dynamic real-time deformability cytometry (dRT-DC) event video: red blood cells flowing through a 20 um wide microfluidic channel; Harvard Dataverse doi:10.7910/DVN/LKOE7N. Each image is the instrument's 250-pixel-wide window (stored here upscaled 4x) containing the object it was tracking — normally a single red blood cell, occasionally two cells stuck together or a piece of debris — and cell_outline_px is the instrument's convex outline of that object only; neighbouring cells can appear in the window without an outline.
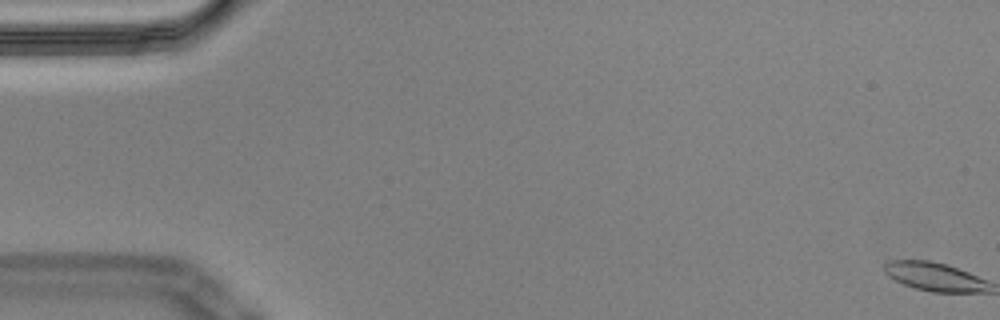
{"species": "Egyptian fruit bat (a non-hibernating species)", "species_latin": "Rousettus aegyptiacus", "temperature_condition": "cold", "stored_images_in_passage": 1, "camera_frame_rate_fps": 3000, "um_per_image_px": 0.085, "animal": {"sex": "male"}, "frame": {"image": 1, "passage_image": 1, "time_ms": 0.0, "image_size_px": [1000, 320], "cell_outline_px": [[212, 28], [132, 56], [44, 32], [44, 28], [208, 16]], "centroid_in_image_um": [11.37, 2.86], "position_along_channel_um": 73.6, "area_um2": 25.55}}